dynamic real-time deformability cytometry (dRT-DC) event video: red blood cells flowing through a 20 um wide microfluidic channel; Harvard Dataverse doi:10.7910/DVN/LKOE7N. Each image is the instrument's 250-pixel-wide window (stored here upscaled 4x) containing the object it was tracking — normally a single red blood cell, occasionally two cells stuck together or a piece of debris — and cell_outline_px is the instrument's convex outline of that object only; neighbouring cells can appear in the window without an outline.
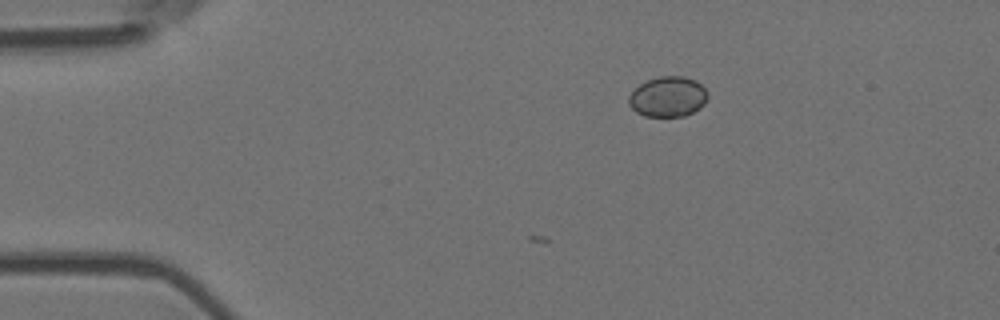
{"species": "Egyptian fruit bat (a non-hibernating species)", "species_latin": "Rousettus aegyptiacus", "temperature_condition": "room temperature", "stored_images_in_passage": 2, "camera_frame_rate_fps": 3000, "um_per_image_px": 0.085, "animal": {"sex": "female"}, "frame": {"image": 1, "passage_image": 2, "time_ms": 0.333, "image_size_px": [1000, 320], "cell_outline_px": [[708, 96], [704, 104], [700, 108], [684, 116], [644, 116], [636, 112], [628, 104], [628, 96], [640, 84], [648, 80], [660, 76], [684, 76], [696, 80], [708, 92]], "centroid_in_image_um": [56.78, 8.22], "position_along_channel_um": 28.2, "area_um2": 18.55}}